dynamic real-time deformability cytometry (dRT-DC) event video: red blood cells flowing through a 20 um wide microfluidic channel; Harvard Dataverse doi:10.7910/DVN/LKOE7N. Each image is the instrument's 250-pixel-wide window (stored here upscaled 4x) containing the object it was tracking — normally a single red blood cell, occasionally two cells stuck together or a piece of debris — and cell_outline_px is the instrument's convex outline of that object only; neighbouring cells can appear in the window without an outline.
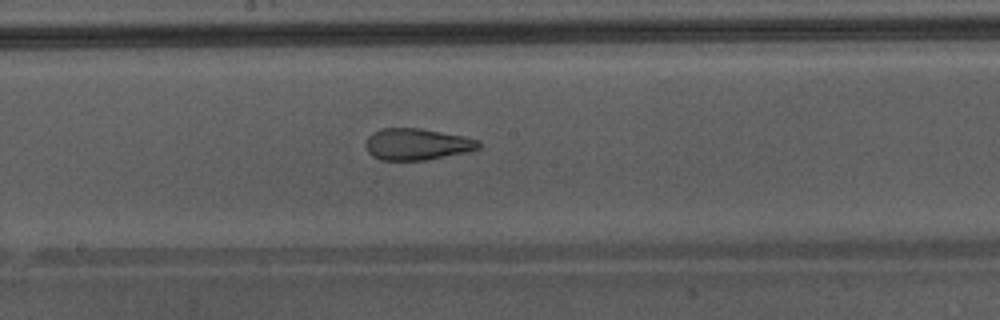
{"species": "Egyptian fruit bat (a non-hibernating species)", "species_latin": "Rousettus aegyptiacus", "temperature_condition": "warm", "stored_images_in_passage": 44, "camera_frame_rate_fps": 3000, "um_per_image_px": 0.085, "animal": {"sex": "male"}, "frame": {"image": 1, "passage_image": 26, "time_ms": 8.333, "image_size_px": [1000, 320], "cell_outline_px": [[480, 148], [464, 152], [428, 160], [380, 160], [372, 156], [368, 152], [364, 144], [368, 136], [372, 132], [380, 128], [420, 128], [464, 136], [480, 140]], "centroid_in_image_um": [35.4, 12.25], "position_along_channel_um": 212.8, "area_um2": 20.92}}